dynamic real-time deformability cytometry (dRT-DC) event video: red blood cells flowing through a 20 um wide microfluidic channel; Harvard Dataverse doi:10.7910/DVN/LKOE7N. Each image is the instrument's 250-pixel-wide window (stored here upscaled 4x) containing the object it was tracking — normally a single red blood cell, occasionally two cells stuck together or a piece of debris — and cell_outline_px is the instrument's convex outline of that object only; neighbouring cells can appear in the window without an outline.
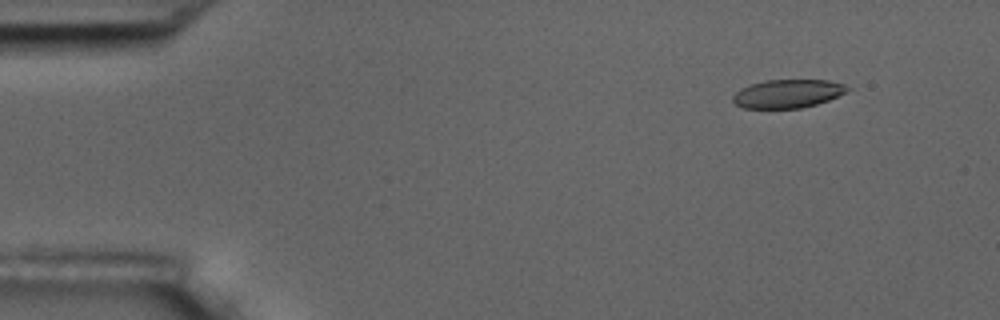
{"species": "common noctule bat (a hibernating species)", "species_latin": "Nyctalus noctula", "temperature_condition": "room temperature", "stored_images_in_passage": 4, "camera_frame_rate_fps": 3000, "um_per_image_px": 0.085, "animal": {"sex": "male", "body_mass_g": 17.5, "forearm_length_mm": 52.3}, "frame": {"image": 1, "passage_image": 1, "time_ms": 0.0, "image_size_px": [1000, 320], "cell_outline_px": [[852, 88], [848, 92], [828, 100], [816, 104], [800, 108], [744, 108], [736, 104], [732, 100], [732, 96], [740, 88], [764, 80], [828, 80], [844, 84]], "centroid_in_image_um": [66.98, 7.95], "position_along_channel_um": 18.0, "area_um2": 19.02}}
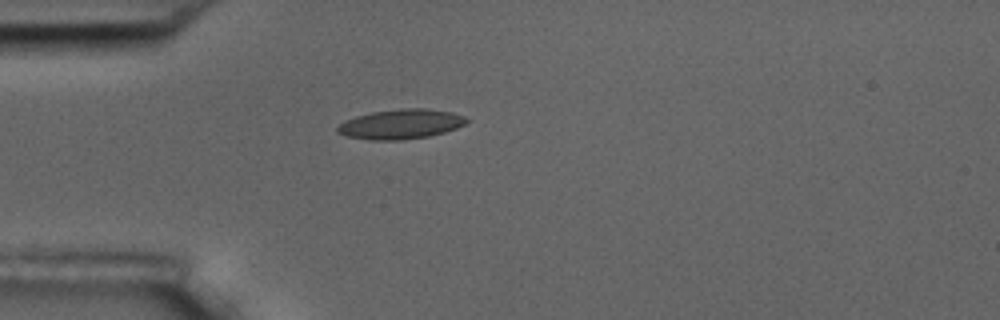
{"frame": {"image": 2, "passage_image": 4, "time_ms": 3.333, "image_size_px": [1000, 320], "cell_outline_px": [[468, 120], [464, 124], [456, 128], [444, 132], [428, 136], [400, 140], [372, 140], [348, 136], [336, 132], [336, 128], [344, 120], [356, 116], [372, 112], [400, 108], [428, 108], [452, 112], [464, 116]], "centroid_in_image_um": [34.06, 10.54], "position_along_channel_um": 50.9, "area_um2": 22.31}}